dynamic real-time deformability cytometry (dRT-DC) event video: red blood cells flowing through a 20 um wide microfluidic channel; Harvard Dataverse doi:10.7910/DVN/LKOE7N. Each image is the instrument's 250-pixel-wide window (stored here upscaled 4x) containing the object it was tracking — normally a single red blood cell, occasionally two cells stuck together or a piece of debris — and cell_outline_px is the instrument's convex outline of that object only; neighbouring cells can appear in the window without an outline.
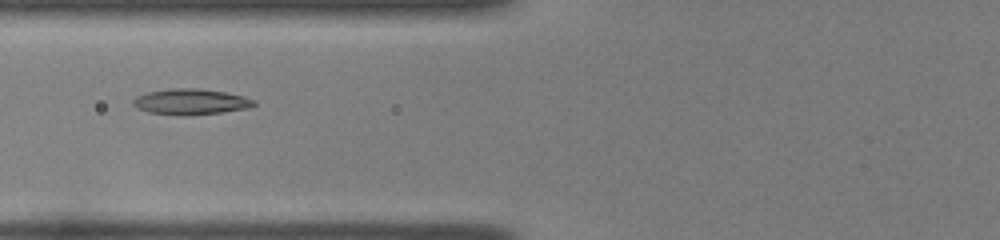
{"species": "common noctule bat (a hibernating species)", "species_latin": "Nyctalus noctula", "temperature_condition": "room temperature", "stored_images_in_passage": 42, "camera_frame_rate_fps": 3000, "um_per_image_px": 0.085, "animal": {"sex": "female", "body_mass_g": 22.0, "forearm_length_mm": 56.7}, "frame": {"image": 1, "passage_image": 13, "time_ms": 4.0, "image_size_px": [1000, 240], "cell_outline_px": [[256, 104], [248, 108], [220, 112], [180, 116], [148, 112], [136, 108], [132, 104], [132, 100], [136, 96], [148, 92], [172, 88], [200, 88], [224, 92], [244, 96], [256, 100]], "centroid_in_image_um": [16.19, 8.64], "position_along_channel_um": 109.6, "area_um2": 18.21}}
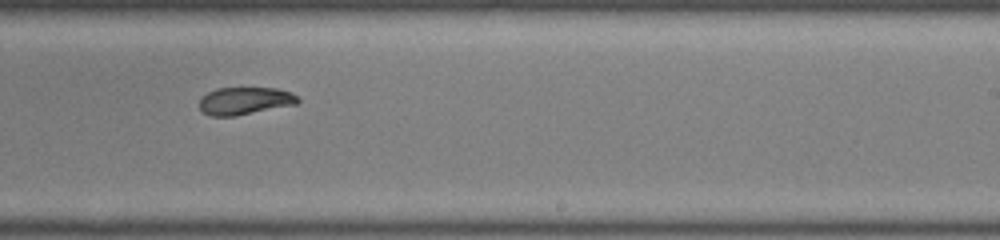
{"frame": {"image": 2, "passage_image": 25, "time_ms": 8.0, "image_size_px": [1000, 240], "cell_outline_px": [[300, 100], [296, 104], [236, 116], [212, 116], [204, 112], [200, 108], [200, 100], [208, 92], [216, 88], [276, 88], [292, 92]], "centroid_in_image_um": [20.83, 8.57], "position_along_channel_um": 268.2, "area_um2": 15.66}}
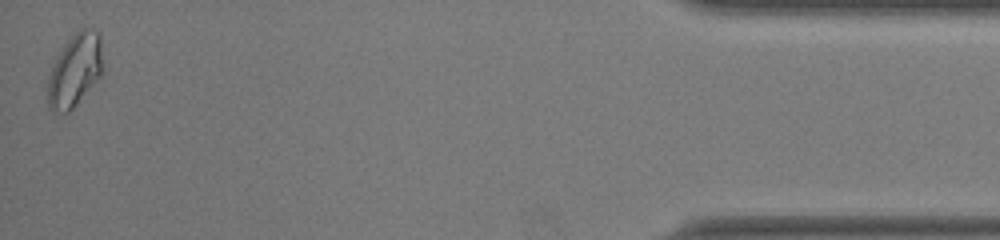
{"frame": {"image": 3, "passage_image": 42, "time_ms": 13.667, "image_size_px": [1000, 240], "cell_outline_px": [[104, 72], [72, 108], [68, 112], [52, 112], [48, 108], [48, 76], [56, 56], [68, 40], [80, 28], [92, 28], [100, 32], [104, 68]], "centroid_in_image_um": [6.39, 5.94], "position_along_channel_um": 428.8, "area_um2": 23.58}, "authors_computed_cell_mechanics": {"area_um2": 16.9643, "velocity_mm_per_s": 3.9772, "shape_relaxation_time_tau1_ms": 9.9843, "shape_relaxation_time_tau2_ms": 1.7766, "deformation_change_tau1": 0.2365, "deformation_change_tau2": 0.0594}}